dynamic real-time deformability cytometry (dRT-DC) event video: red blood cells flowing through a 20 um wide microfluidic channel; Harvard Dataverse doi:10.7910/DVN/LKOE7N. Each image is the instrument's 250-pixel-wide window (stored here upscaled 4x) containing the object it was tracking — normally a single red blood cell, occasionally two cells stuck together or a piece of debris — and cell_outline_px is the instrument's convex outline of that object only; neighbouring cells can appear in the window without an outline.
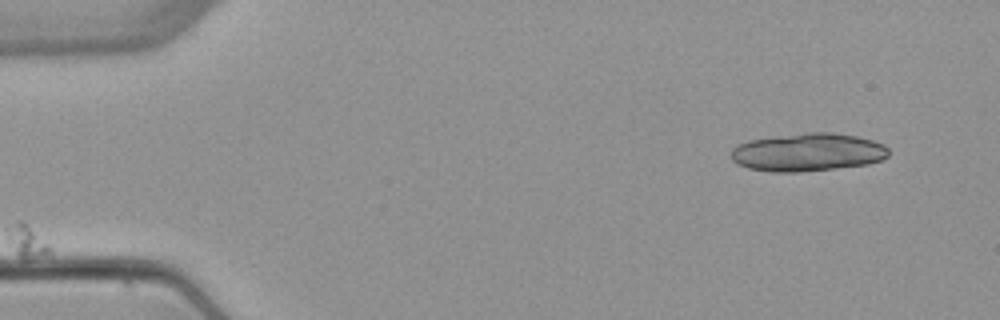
{"species": "common noctule bat (a hibernating species)", "species_latin": "Nyctalus noctula", "temperature_condition": "warm", "stored_images_in_passage": 3, "camera_frame_rate_fps": 3000, "um_per_image_px": 0.085, "animal": {"sex": "female", "body_mass_g": 22.7, "forearm_length_mm": 54.2}, "frame": {"image": 1, "passage_image": 1, "time_ms": 0.0, "image_size_px": [1000, 320], "cell_outline_px": [[888, 156], [880, 160], [868, 164], [800, 172], [772, 172], [748, 168], [736, 164], [732, 160], [732, 148], [736, 144], [748, 140], [776, 136], [808, 132], [832, 132], [856, 136], [872, 140], [884, 144], [888, 148]], "centroid_in_image_um": [68.63, 12.94], "position_along_channel_um": 16.4, "area_um2": 35.03}}